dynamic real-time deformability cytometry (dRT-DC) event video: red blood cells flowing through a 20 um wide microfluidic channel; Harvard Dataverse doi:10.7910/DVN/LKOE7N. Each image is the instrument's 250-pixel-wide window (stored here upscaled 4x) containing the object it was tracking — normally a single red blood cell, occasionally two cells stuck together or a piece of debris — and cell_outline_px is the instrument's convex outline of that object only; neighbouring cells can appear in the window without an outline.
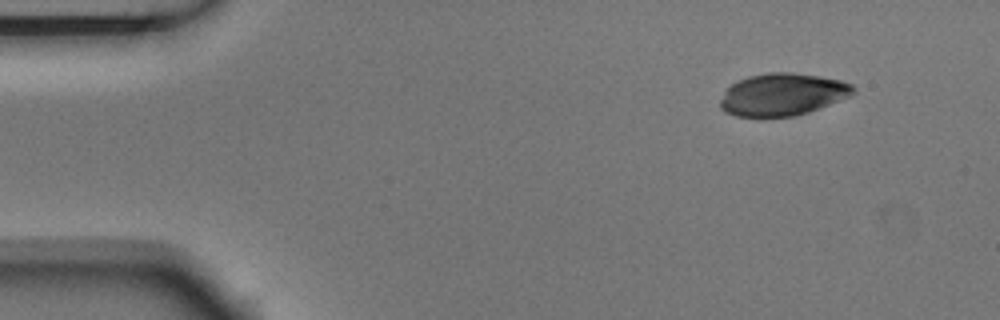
{"species": "Egyptian fruit bat (a non-hibernating species)", "species_latin": "Rousettus aegyptiacus", "temperature_condition": "room temperature", "stored_images_in_passage": 3, "camera_frame_rate_fps": 3000, "um_per_image_px": 0.085, "animal": {"sex": "male"}, "frame": {"image": 1, "passage_image": 1, "time_ms": 0.0, "image_size_px": [1000, 320], "cell_outline_px": [[856, 88], [848, 96], [808, 112], [796, 116], [736, 116], [724, 112], [720, 108], [720, 100], [724, 92], [736, 80], [748, 76], [768, 72], [792, 72], [820, 76], [840, 80], [852, 84]], "centroid_in_image_um": [66.47, 8.01], "position_along_channel_um": 18.5, "area_um2": 32.6}}
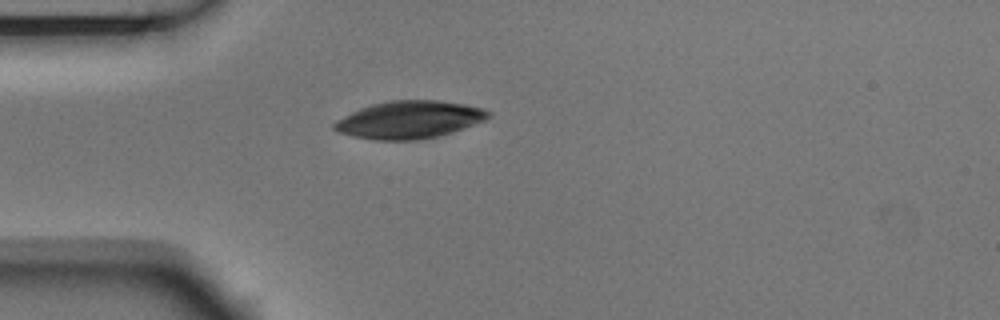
{"frame": {"image": 2, "passage_image": 3, "time_ms": 0.667, "image_size_px": [1000, 320], "cell_outline_px": [[492, 116], [484, 120], [452, 132], [440, 136], [420, 140], [376, 140], [356, 136], [340, 132], [332, 128], [332, 124], [336, 120], [360, 108], [372, 104], [392, 100], [436, 100], [464, 104], [480, 108], [492, 112]], "centroid_in_image_um": [34.8, 10.18], "position_along_channel_um": 50.2, "area_um2": 33.52}}